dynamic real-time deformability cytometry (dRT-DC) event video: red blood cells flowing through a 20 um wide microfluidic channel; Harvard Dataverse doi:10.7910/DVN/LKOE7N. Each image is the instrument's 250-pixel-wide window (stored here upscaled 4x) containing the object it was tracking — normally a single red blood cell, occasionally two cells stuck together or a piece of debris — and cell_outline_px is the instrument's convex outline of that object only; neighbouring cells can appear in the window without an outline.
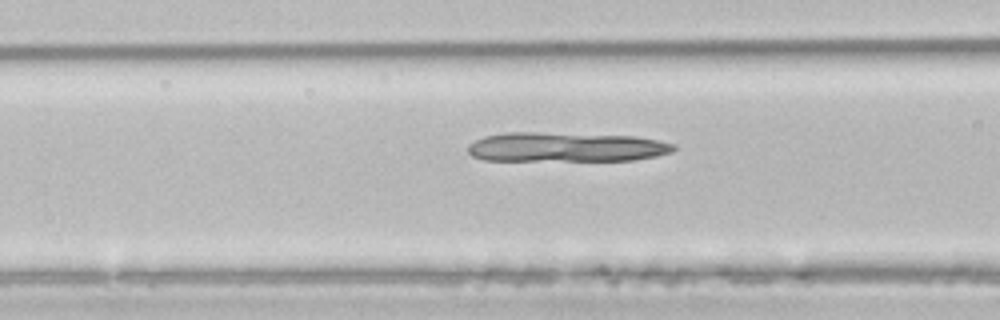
{"species": "common noctule bat (a hibernating species)", "species_latin": "Nyctalus noctula", "temperature_condition": "room temperature", "stored_images_in_passage": 40, "camera_frame_rate_fps": 3000, "um_per_image_px": 0.085, "animal": {"sex": "male", "body_mass_g": 21.5, "forearm_length_mm": 52.0}, "frame": {"image": 1, "passage_image": 9, "time_ms": 2.667, "image_size_px": [1000, 320], "cell_outline_px": [[676, 148], [672, 152], [656, 156], [632, 160], [484, 160], [472, 156], [468, 152], [468, 144], [484, 136], [508, 132], [536, 132], [636, 136], [676, 144]], "centroid_in_image_um": [48.1, 12.49], "position_along_channel_um": 118.5, "area_um2": 35.37}}
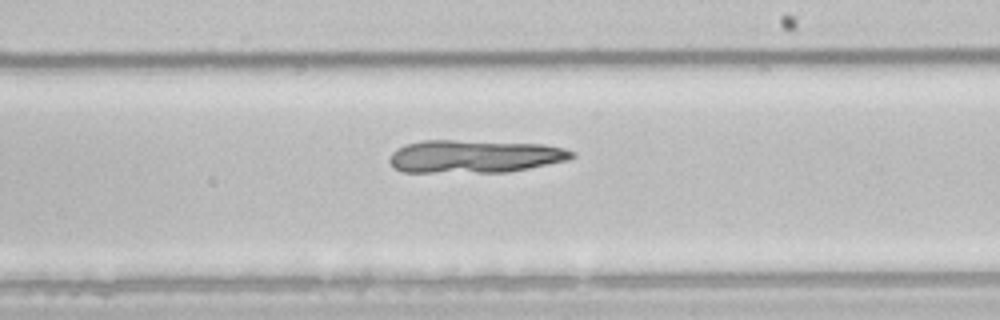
{"frame": {"image": 2, "passage_image": 19, "time_ms": 6.0, "image_size_px": [1000, 320], "cell_outline_px": [[576, 156], [568, 160], [508, 172], [404, 172], [392, 168], [388, 160], [392, 152], [396, 148], [404, 144], [424, 140], [452, 140], [544, 144], [564, 148], [576, 152]], "centroid_in_image_um": [40.31, 13.29], "position_along_channel_um": 248.7, "area_um2": 35.2}}
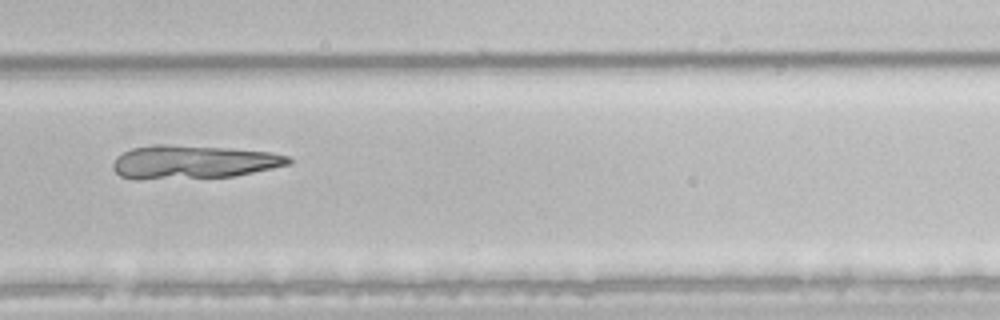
{"frame": {"image": 3, "passage_image": 24, "time_ms": 7.667, "image_size_px": [1000, 320], "cell_outline_px": [[292, 164], [232, 176], [140, 180], [136, 180], [120, 176], [112, 168], [112, 164], [116, 156], [132, 148], [156, 144], [168, 144], [232, 148], [272, 152], [288, 156], [292, 160]], "centroid_in_image_um": [16.39, 13.76], "position_along_channel_um": 313.4, "area_um2": 34.51}}